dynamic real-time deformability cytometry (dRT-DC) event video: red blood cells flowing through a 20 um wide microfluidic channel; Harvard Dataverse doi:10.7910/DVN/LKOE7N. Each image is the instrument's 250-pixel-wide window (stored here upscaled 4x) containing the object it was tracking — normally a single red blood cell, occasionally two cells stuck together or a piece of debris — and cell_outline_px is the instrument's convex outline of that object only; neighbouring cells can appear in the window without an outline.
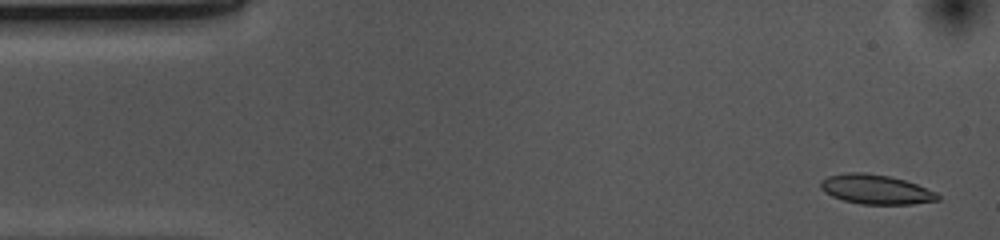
{"species": "common noctule bat (a hibernating species)", "species_latin": "Nyctalus noctula", "temperature_condition": "cold", "stored_images_in_passage": 52, "camera_frame_rate_fps": 3000, "um_per_image_px": 0.085, "animal": {"sex": "female", "body_mass_g": 10.0, "forearm_length_mm": 53.1}, "frame": {"image": 1, "passage_image": 2, "time_ms": 0.333, "image_size_px": [1000, 240], "cell_outline_px": [[940, 200], [912, 204], [860, 204], [844, 200], [832, 196], [824, 192], [820, 188], [820, 180], [828, 176], [848, 172], [864, 172], [888, 176], [904, 180], [916, 184], [936, 192], [940, 196]], "centroid_in_image_um": [74.43, 16.1], "position_along_channel_um": 10.6, "area_um2": 20.11}}
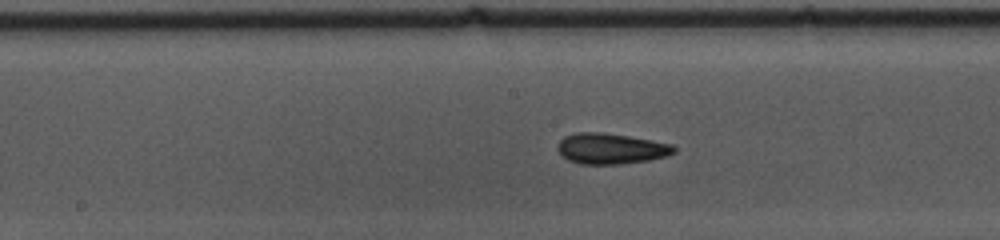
{"frame": {"image": 2, "passage_image": 25, "time_ms": 8.0, "image_size_px": [1000, 240], "cell_outline_px": [[676, 152], [668, 156], [648, 160], [620, 164], [580, 164], [568, 160], [556, 148], [560, 140], [564, 136], [576, 132], [600, 132], [628, 136], [652, 140], [672, 144], [676, 148]], "centroid_in_image_um": [51.94, 12.63], "position_along_channel_um": 196.3, "area_um2": 20.87}}
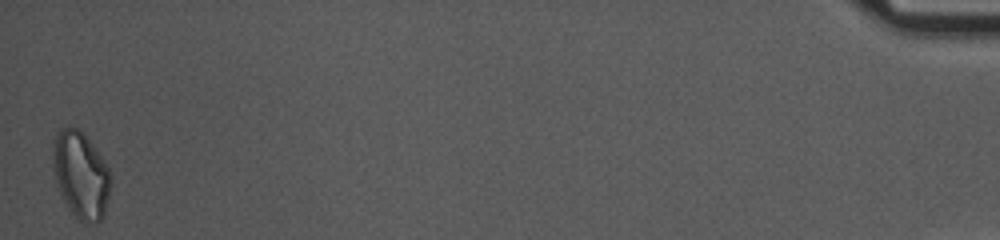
{"frame": {"image": 3, "passage_image": 52, "time_ms": 17.0, "image_size_px": [1000, 240], "cell_outline_px": [[112, 180], [104, 216], [96, 224], [84, 224], [68, 208], [56, 184], [52, 168], [52, 148], [56, 132], [68, 124], [80, 128], [84, 132], [108, 168]], "centroid_in_image_um": [6.85, 14.85], "position_along_channel_um": 428.3, "area_um2": 29.77}, "authors_computed_cell_mechanics": {"area_um2": 20.2878, "velocity_mm_per_s": 3.6965, "shape_relaxation_time_tau1_ms": 4.6412, "shape_relaxation_time_tau2_ms": 2.6033, "deformation_change_tau1": 0.1316, "deformation_change_tau2": 0.0989}}